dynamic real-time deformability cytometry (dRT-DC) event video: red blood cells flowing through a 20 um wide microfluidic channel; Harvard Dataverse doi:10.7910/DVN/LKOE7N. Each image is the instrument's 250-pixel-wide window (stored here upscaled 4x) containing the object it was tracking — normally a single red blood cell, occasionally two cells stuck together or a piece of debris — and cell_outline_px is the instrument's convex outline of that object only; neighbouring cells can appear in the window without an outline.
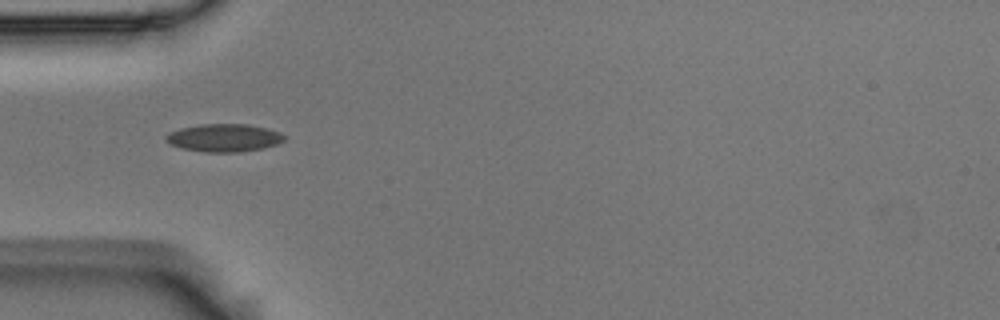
{"species": "Egyptian fruit bat (a non-hibernating species)", "species_latin": "Rousettus aegyptiacus", "temperature_condition": "room temperature", "stored_images_in_passage": 5, "camera_frame_rate_fps": 3000, "um_per_image_px": 0.085, "animal": {"sex": "male"}, "frame": {"image": 1, "passage_image": 1, "time_ms": 0.0, "image_size_px": [1000, 320], "cell_outline_px": [[288, 136], [284, 140], [276, 144], [264, 148], [236, 152], [204, 152], [184, 148], [172, 144], [164, 140], [164, 136], [168, 132], [180, 128], [200, 124], [248, 124], [268, 128], [280, 132]], "centroid_in_image_um": [19.06, 11.7], "position_along_channel_um": 65.9, "area_um2": 19.31}}
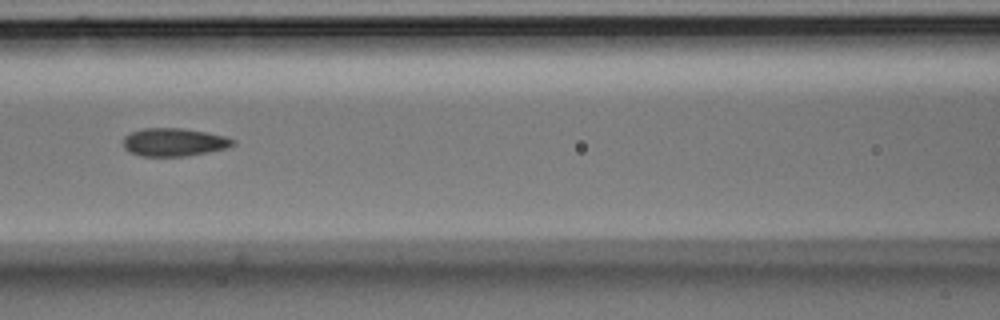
{"frame": {"image": 2, "passage_image": 3, "time_ms": 0.667, "image_size_px": [1000, 320], "cell_outline_px": [[236, 144], [228, 148], [208, 152], [184, 156], [140, 156], [124, 148], [124, 136], [140, 128], [184, 128], [224, 136], [236, 140]], "centroid_in_image_um": [14.81, 12.08], "position_along_channel_um": 151.8, "area_um2": 17.92}}
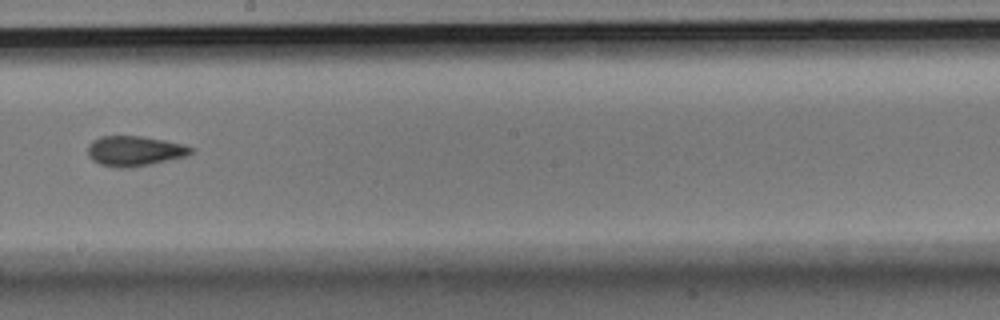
{"frame": {"image": 3, "passage_image": 5, "time_ms": 1.333, "image_size_px": [1000, 320], "cell_outline_px": [[196, 148], [188, 156], [128, 168], [116, 168], [100, 164], [92, 160], [88, 156], [88, 144], [92, 140], [100, 136], [140, 136], [164, 140], [184, 144]], "centroid_in_image_um": [11.44, 12.83], "position_along_channel_um": 236.8, "area_um2": 18.21}}